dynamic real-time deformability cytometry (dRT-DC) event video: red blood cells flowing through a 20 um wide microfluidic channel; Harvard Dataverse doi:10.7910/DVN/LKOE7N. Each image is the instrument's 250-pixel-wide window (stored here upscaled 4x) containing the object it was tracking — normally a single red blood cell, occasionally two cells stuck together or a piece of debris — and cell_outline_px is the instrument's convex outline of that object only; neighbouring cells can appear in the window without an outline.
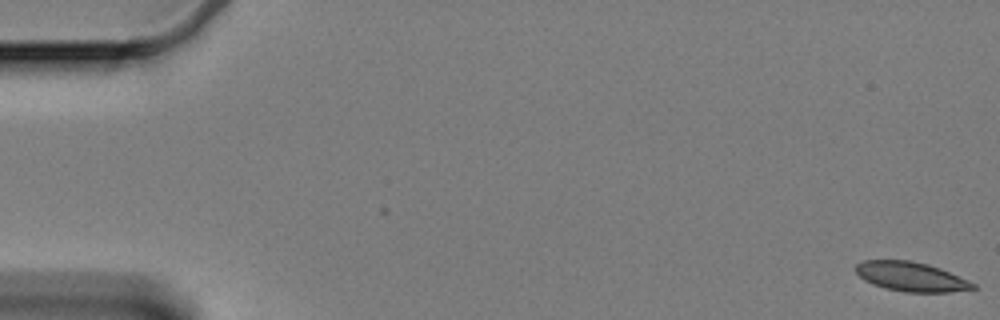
{"species": "Egyptian fruit bat (a non-hibernating species)", "species_latin": "Rousettus aegyptiacus", "temperature_condition": "cold", "stored_images_in_passage": 59, "camera_frame_rate_fps": 3000, "um_per_image_px": 0.085, "animal": {"sex": "female"}, "frame": {"image": 1, "passage_image": 1, "time_ms": 0.0, "image_size_px": [1000, 320], "cell_outline_px": [[976, 288], [948, 292], [904, 292], [884, 288], [872, 284], [864, 280], [856, 272], [856, 264], [864, 260], [908, 260], [928, 264], [940, 268], [968, 280], [976, 284]], "centroid_in_image_um": [77.43, 23.51], "position_along_channel_um": 7.6, "area_um2": 20.0}}
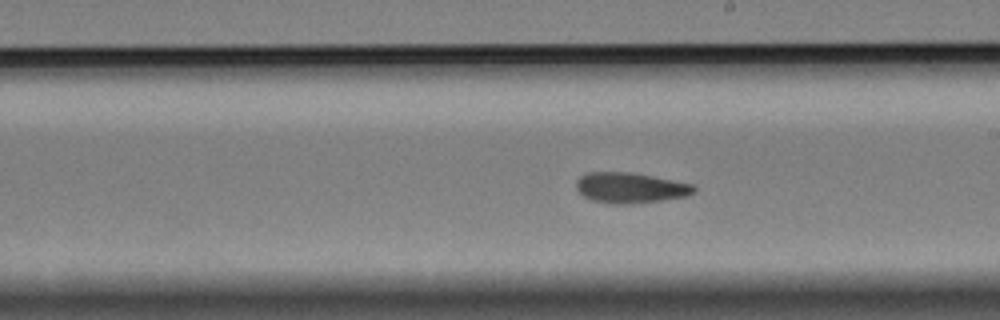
{"frame": {"image": 2, "passage_image": 35, "time_ms": 11.333, "image_size_px": [1000, 320], "cell_outline_px": [[696, 192], [688, 196], [632, 204], [608, 204], [592, 200], [584, 196], [576, 188], [576, 180], [580, 176], [588, 172], [632, 172], [696, 184]], "centroid_in_image_um": [53.61, 15.96], "position_along_channel_um": 235.4, "area_um2": 21.21}}
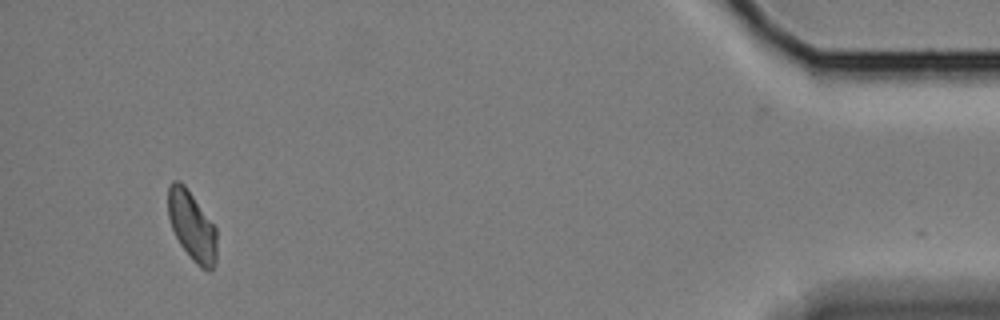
{"frame": {"image": 3, "passage_image": 58, "time_ms": 19.0, "image_size_px": [1000, 320], "cell_outline_px": [[216, 264], [208, 272], [200, 268], [192, 260], [180, 244], [172, 228], [168, 216], [168, 184], [172, 180], [180, 180], [184, 184], [216, 228]], "centroid_in_image_um": [16.31, 19.21], "position_along_channel_um": 418.9, "area_um2": 19.71}, "authors_computed_cell_mechanics": {"area_um2": 20.7502, "velocity_mm_per_s": 3.2911, "shape_relaxation_time_tau1_ms": null, "shape_relaxation_time_tau2_ms": 2.2957, "deformation_change_tau1": null, "deformation_change_tau2": 0.0675}}